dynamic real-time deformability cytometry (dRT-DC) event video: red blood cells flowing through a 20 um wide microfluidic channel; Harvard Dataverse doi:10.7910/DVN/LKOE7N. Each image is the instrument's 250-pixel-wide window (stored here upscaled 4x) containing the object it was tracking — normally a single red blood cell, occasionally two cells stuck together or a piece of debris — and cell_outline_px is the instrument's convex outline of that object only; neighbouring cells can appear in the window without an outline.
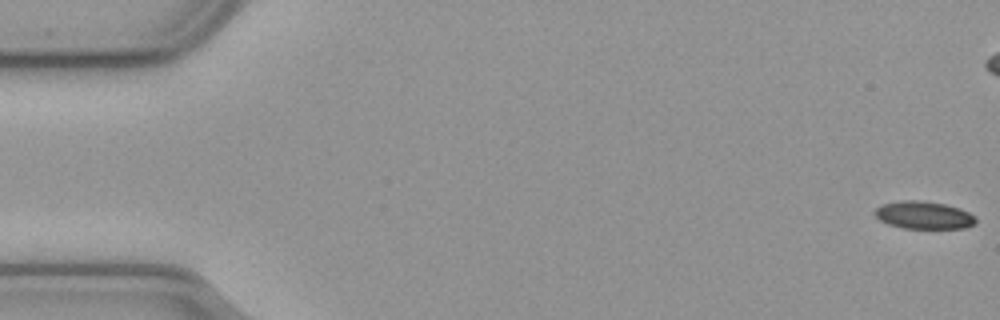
{"species": "common noctule bat (a hibernating species)", "species_latin": "Nyctalus noctula", "temperature_condition": "cold", "stored_images_in_passage": 57, "camera_frame_rate_fps": 3000, "um_per_image_px": 0.085, "animal": {"sex": "male", "body_mass_g": 23.1, "forearm_length_mm": 52.7}, "frame": {"image": 1, "passage_image": 1, "time_ms": 0.0, "image_size_px": [1000, 320], "cell_outline_px": [[976, 224], [964, 228], [904, 228], [888, 224], [880, 220], [872, 212], [880, 204], [900, 200], [920, 200], [944, 204], [968, 212], [976, 216]], "centroid_in_image_um": [78.48, 18.28], "position_along_channel_um": 6.5, "area_um2": 16.3}}
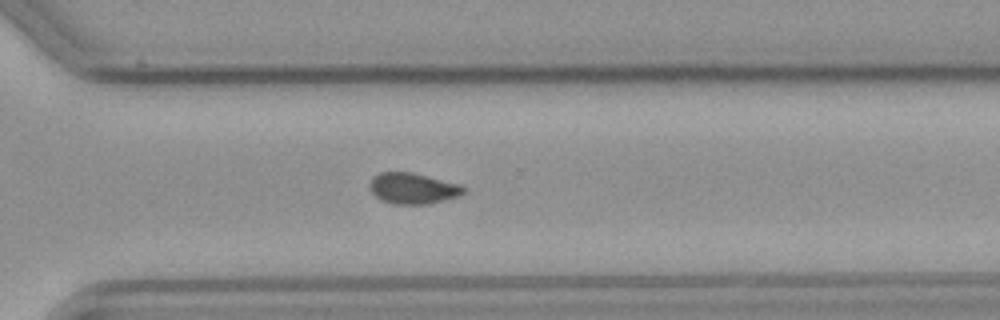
{"frame": {"image": 2, "passage_image": 40, "time_ms": 13.0, "image_size_px": [1000, 320], "cell_outline_px": [[464, 192], [460, 196], [428, 204], [392, 204], [380, 200], [368, 188], [368, 184], [372, 176], [380, 172], [412, 172], [460, 184], [464, 188]], "centroid_in_image_um": [35.05, 16.01], "position_along_channel_um": 335.6, "area_um2": 17.11}}
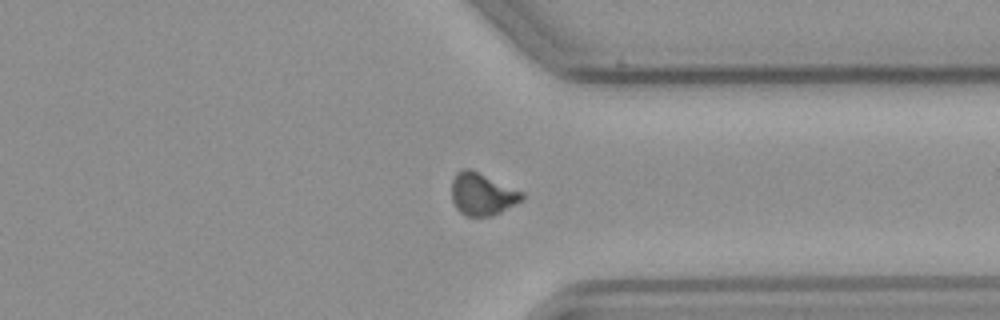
{"frame": {"image": 3, "passage_image": 43, "time_ms": 14.0, "image_size_px": [1000, 320], "cell_outline_px": [[524, 200], [492, 216], [464, 216], [456, 208], [452, 200], [452, 180], [456, 172], [464, 168], [472, 168], [524, 192]], "centroid_in_image_um": [40.99, 16.48], "position_along_channel_um": 370.4, "area_um2": 17.69}, "authors_computed_cell_mechanics": {"area_um2": 17.051, "velocity_mm_per_s": 3.6605, "shape_relaxation_time_tau1_ms": null, "shape_relaxation_time_tau2_ms": 8.0238, "deformation_change_tau1": null, "deformation_change_tau2": 0.1052}}